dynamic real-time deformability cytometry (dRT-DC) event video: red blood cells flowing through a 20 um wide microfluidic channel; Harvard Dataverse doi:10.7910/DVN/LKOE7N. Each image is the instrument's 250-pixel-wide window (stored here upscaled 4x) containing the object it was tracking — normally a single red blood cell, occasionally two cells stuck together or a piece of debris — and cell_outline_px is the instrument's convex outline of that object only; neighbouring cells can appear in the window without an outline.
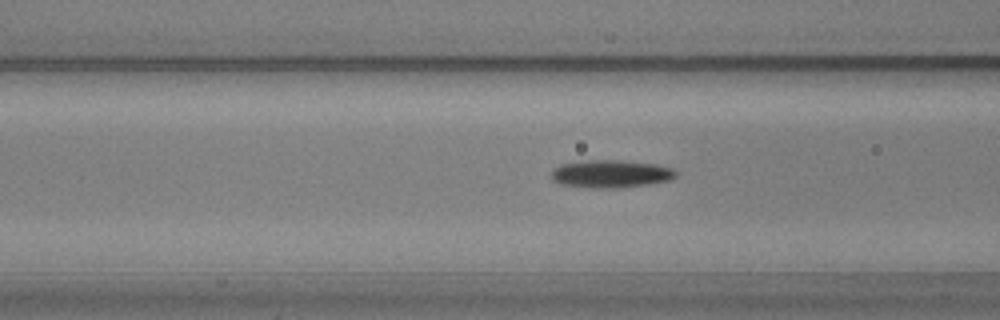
{"species": "common noctule bat (a hibernating species)", "species_latin": "Nyctalus noctula", "temperature_condition": "warm", "stored_images_in_passage": 37, "camera_frame_rate_fps": 3000, "um_per_image_px": 0.085, "animal": {"sex": "male", "body_mass_g": 20.5, "forearm_length_mm": 52.5}, "frame": {"image": 1, "passage_image": 6, "time_ms": 1.667, "image_size_px": [1000, 320], "cell_outline_px": [[676, 176], [668, 180], [648, 184], [604, 188], [560, 184], [552, 180], [552, 168], [560, 164], [588, 160], [616, 160], [656, 164], [672, 168], [676, 172]], "centroid_in_image_um": [51.89, 14.75], "position_along_channel_um": 114.7, "area_um2": 19.71}}
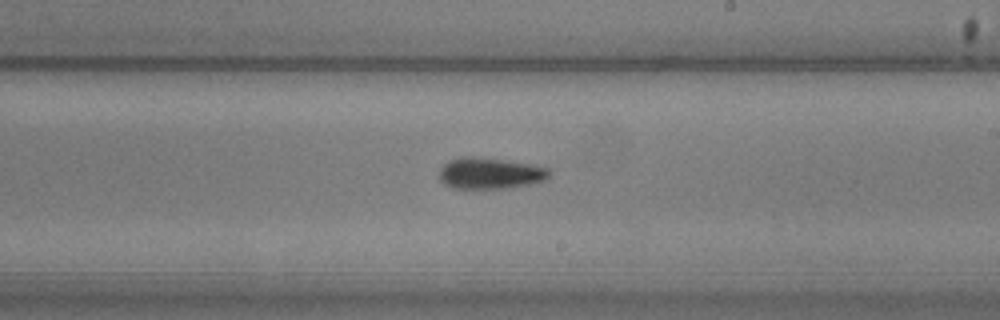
{"frame": {"image": 2, "passage_image": 17, "time_ms": 5.333, "image_size_px": [1000, 320], "cell_outline_px": [[552, 172], [548, 180], [532, 184], [512, 188], [452, 188], [444, 184], [440, 180], [440, 168], [448, 160], [460, 156], [472, 156], [528, 164], [548, 168]], "centroid_in_image_um": [41.67, 14.74], "position_along_channel_um": 247.3, "area_um2": 20.17}}
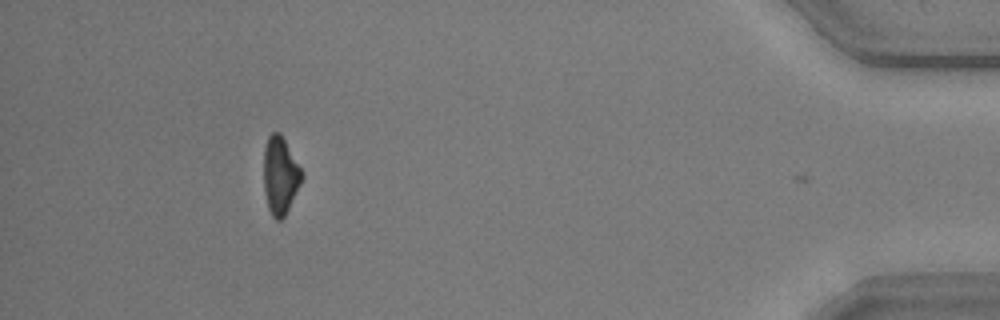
{"frame": {"image": 3, "passage_image": 36, "time_ms": 11.667, "image_size_px": [1000, 320], "cell_outline_px": [[304, 176], [284, 216], [280, 220], [276, 220], [272, 216], [268, 208], [264, 192], [264, 148], [268, 136], [272, 132], [280, 132], [300, 168]], "centroid_in_image_um": [23.79, 14.91], "position_along_channel_um": 411.4, "area_um2": 16.94}, "authors_computed_cell_mechanics": {"area_um2": 19.0162, "velocity_mm_per_s": 3.6122, "shape_relaxation_time_tau1_ms": 3.914, "shape_relaxation_time_tau2_ms": 9.0889, "deformation_change_tau1": 0.1451, "deformation_change_tau2": 0.1797}}